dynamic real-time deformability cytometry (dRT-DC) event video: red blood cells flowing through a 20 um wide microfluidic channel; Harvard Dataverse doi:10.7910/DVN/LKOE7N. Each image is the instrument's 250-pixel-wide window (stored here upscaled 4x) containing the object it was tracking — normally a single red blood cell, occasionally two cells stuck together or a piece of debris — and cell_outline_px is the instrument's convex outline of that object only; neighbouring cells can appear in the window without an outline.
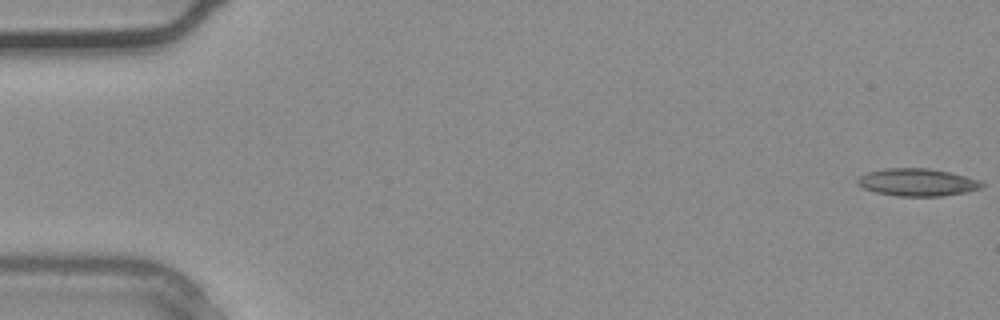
{"species": "common noctule bat (a hibernating species)", "species_latin": "Nyctalus noctula", "temperature_condition": "warm", "stored_images_in_passage": 37, "camera_frame_rate_fps": 3000, "um_per_image_px": 0.085, "animal": {"sex": "male", "body_mass_g": 20.4}, "frame": {"image": 1, "passage_image": 1, "time_ms": 0.0, "image_size_px": [1000, 320], "cell_outline_px": [[984, 188], [968, 192], [944, 196], [896, 196], [876, 192], [864, 188], [856, 184], [856, 180], [860, 176], [868, 172], [884, 168], [928, 168], [948, 172], [980, 180], [984, 184]], "centroid_in_image_um": [77.99, 15.5], "position_along_channel_um": 7.0, "area_um2": 20.06}}
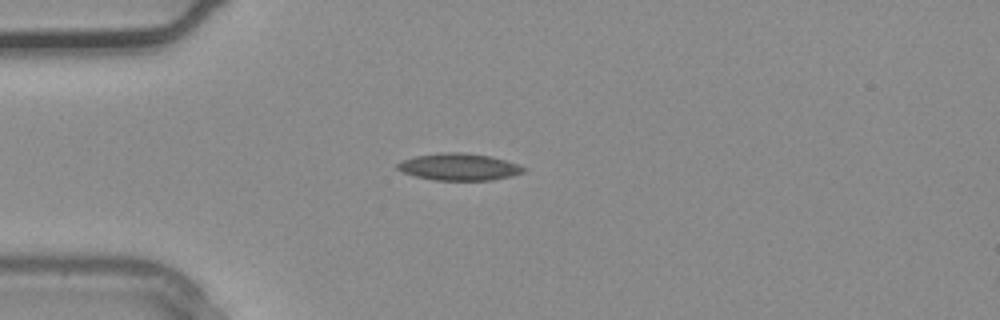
{"frame": {"image": 2, "passage_image": 10, "time_ms": 3.0, "image_size_px": [1000, 320], "cell_outline_px": [[528, 168], [524, 172], [512, 176], [492, 180], [436, 180], [416, 176], [404, 172], [396, 168], [396, 164], [400, 160], [416, 156], [440, 152], [464, 152], [488, 156], [504, 160]], "centroid_in_image_um": [39.01, 14.18], "position_along_channel_um": 46.0, "area_um2": 19.77}}
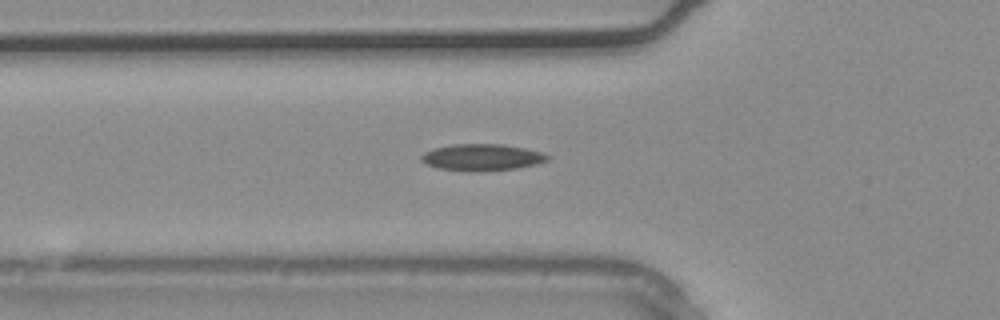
{"frame": {"image": 3, "passage_image": 13, "time_ms": 4.0, "image_size_px": [1000, 320], "cell_outline_px": [[552, 156], [548, 160], [536, 164], [516, 168], [484, 172], [472, 172], [440, 168], [428, 164], [420, 160], [420, 156], [424, 152], [432, 148], [452, 144], [500, 144], [524, 148], [540, 152]], "centroid_in_image_um": [40.95, 13.37], "position_along_channel_um": 84.8, "area_um2": 19.71}}